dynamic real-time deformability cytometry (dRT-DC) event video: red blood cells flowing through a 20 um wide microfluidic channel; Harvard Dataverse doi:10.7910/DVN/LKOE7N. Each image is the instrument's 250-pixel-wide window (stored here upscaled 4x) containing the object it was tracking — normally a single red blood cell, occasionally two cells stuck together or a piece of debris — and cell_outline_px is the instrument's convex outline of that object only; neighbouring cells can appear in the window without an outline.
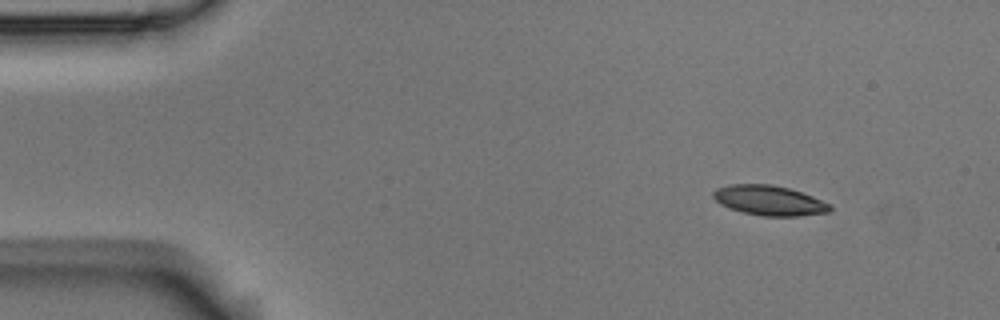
{"species": "Egyptian fruit bat (a non-hibernating species)", "species_latin": "Rousettus aegyptiacus", "temperature_condition": "room temperature", "stored_images_in_passage": 4, "camera_frame_rate_fps": 3000, "um_per_image_px": 0.085, "animal": {"sex": "male"}, "frame": {"image": 1, "passage_image": 1, "time_ms": 0.0, "image_size_px": [1000, 320], "cell_outline_px": [[832, 212], [796, 216], [764, 216], [744, 212], [720, 204], [712, 196], [712, 192], [716, 188], [732, 184], [768, 184], [788, 188], [812, 196], [832, 204]], "centroid_in_image_um": [65.42, 17.04], "position_along_channel_um": 19.6, "area_um2": 20.23}}
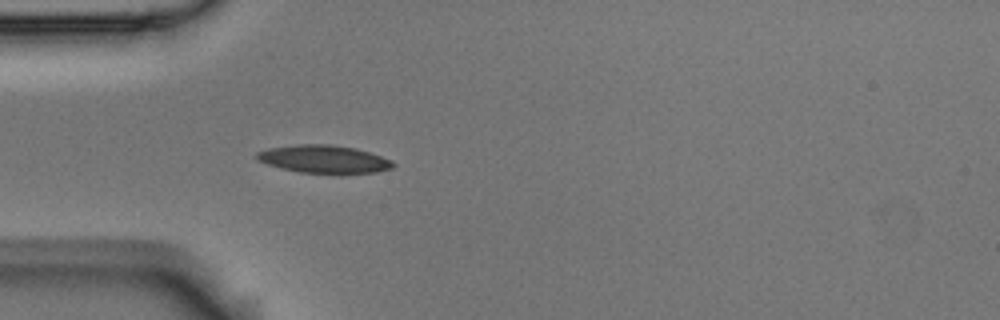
{"frame": {"image": 2, "passage_image": 4, "time_ms": 1.0, "image_size_px": [1000, 320], "cell_outline_px": [[396, 164], [392, 168], [376, 172], [336, 176], [300, 172], [268, 164], [260, 160], [256, 156], [256, 152], [268, 148], [296, 144], [332, 144], [356, 148], [392, 160]], "centroid_in_image_um": [27.6, 13.55], "position_along_channel_um": 57.4, "area_um2": 22.72}}